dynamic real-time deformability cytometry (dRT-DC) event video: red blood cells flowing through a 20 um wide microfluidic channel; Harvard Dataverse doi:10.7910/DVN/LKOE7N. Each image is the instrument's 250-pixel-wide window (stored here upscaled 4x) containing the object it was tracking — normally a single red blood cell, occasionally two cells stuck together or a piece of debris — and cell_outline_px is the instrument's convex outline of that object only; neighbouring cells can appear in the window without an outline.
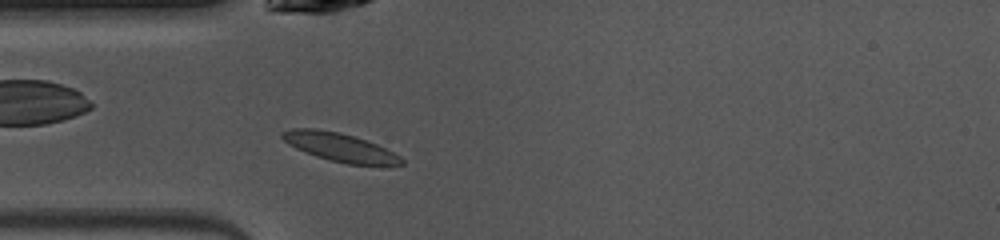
{"species": "common noctule bat (a hibernating species)", "species_latin": "Nyctalus noctula", "temperature_condition": "warm", "stored_images_in_passage": 42, "camera_frame_rate_fps": 3000, "um_per_image_px": 0.085, "animal": {"sex": "female", "body_mass_g": 10.0, "forearm_length_mm": 53.1}, "frame": {"image": 1, "passage_image": 7, "time_ms": 2.0, "image_size_px": [1000, 240], "cell_outline_px": [[404, 164], [348, 164], [316, 156], [296, 148], [288, 144], [280, 136], [280, 132], [292, 128], [312, 128], [340, 132], [376, 144], [400, 156], [404, 160]], "centroid_in_image_um": [28.82, 12.49], "position_along_channel_um": 56.2, "area_um2": 19.31}}
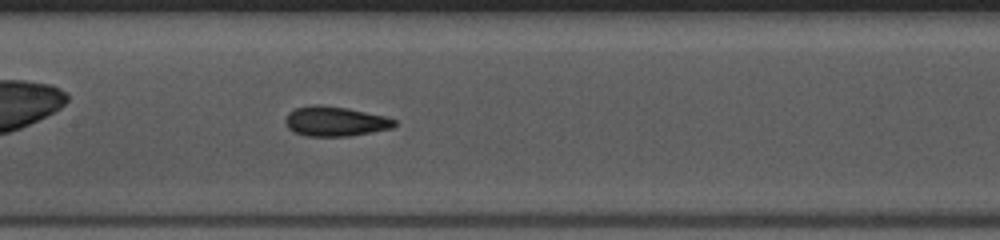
{"frame": {"image": 2, "passage_image": 16, "time_ms": 5.0, "image_size_px": [1000, 240], "cell_outline_px": [[396, 124], [392, 128], [372, 132], [348, 136], [304, 136], [292, 132], [284, 124], [284, 120], [288, 112], [296, 108], [312, 104], [320, 104], [348, 108], [384, 116], [396, 120]], "centroid_in_image_um": [28.43, 10.31], "position_along_channel_um": 179.0, "area_um2": 19.13}}
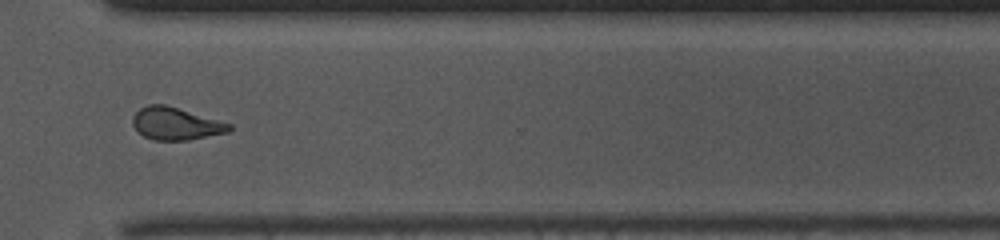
{"frame": {"image": 3, "passage_image": 29, "time_ms": 9.333, "image_size_px": [1000, 240], "cell_outline_px": [[232, 128], [228, 132], [188, 140], [152, 140], [144, 136], [132, 124], [132, 116], [140, 108], [148, 104], [164, 104], [232, 124]], "centroid_in_image_um": [14.92, 10.51], "position_along_channel_um": 355.7, "area_um2": 18.09}, "authors_computed_cell_mechanics": {"area_um2": 18.4382, "velocity_mm_per_s": 4.1016, "shape_relaxation_time_tau1_ms": 4.3845, "shape_relaxation_time_tau2_ms": 2.564, "deformation_change_tau1": 0.1756, "deformation_change_tau2": 0.0836}}